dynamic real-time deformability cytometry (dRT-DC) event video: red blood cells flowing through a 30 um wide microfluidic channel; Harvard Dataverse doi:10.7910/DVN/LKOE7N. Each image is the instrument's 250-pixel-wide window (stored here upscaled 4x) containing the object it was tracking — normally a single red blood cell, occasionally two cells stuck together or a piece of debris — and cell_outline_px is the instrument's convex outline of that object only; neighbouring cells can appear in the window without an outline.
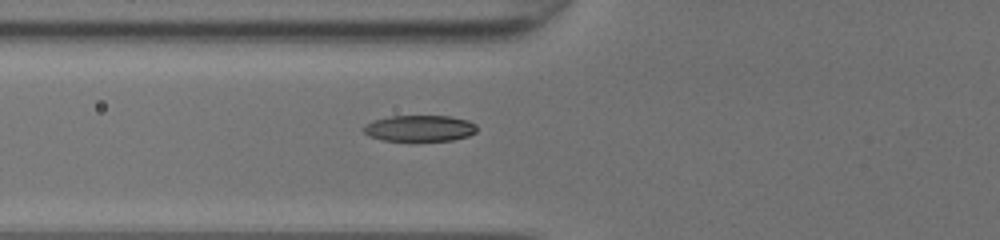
{"species": "common noctule bat (a hibernating species)", "species_latin": "Nyctalus noctula", "temperature_condition": "room temperature", "stored_images_in_passage": 40, "camera_frame_rate_fps": 3000, "um_per_image_px": 0.085, "animal": {"sex": "female", "body_mass_g": 20.0, "forearm_length_mm": 54.0}, "frame": {"image": 1, "passage_image": 11, "time_ms": 3.333, "image_size_px": [1000, 240], "cell_outline_px": [[476, 132], [468, 136], [452, 140], [384, 140], [372, 136], [364, 132], [364, 124], [372, 120], [388, 116], [448, 116], [468, 120], [476, 124]], "centroid_in_image_um": [35.68, 10.89], "position_along_channel_um": 90.1, "area_um2": 17.11}}
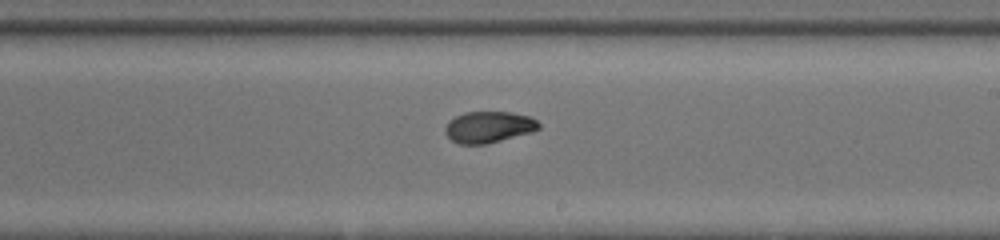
{"frame": {"image": 2, "passage_image": 22, "time_ms": 7.0, "image_size_px": [1000, 240], "cell_outline_px": [[540, 128], [532, 132], [484, 144], [460, 144], [452, 140], [444, 132], [444, 128], [448, 120], [464, 112], [512, 112], [528, 116], [536, 120], [540, 124]], "centroid_in_image_um": [41.51, 10.79], "position_along_channel_um": 247.5, "area_um2": 17.05}}
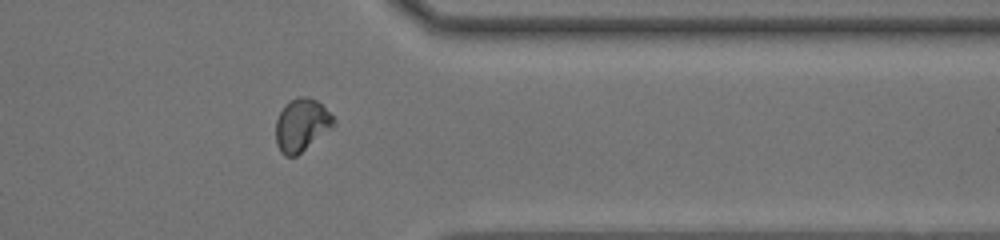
{"frame": {"image": 3, "passage_image": 32, "time_ms": 10.333, "image_size_px": [1000, 240], "cell_outline_px": [[336, 124], [332, 128], [296, 156], [284, 156], [280, 152], [276, 144], [276, 120], [280, 112], [296, 96], [308, 96], [316, 100], [336, 120]], "centroid_in_image_um": [25.63, 10.64], "position_along_channel_um": 385.8, "area_um2": 17.57}}